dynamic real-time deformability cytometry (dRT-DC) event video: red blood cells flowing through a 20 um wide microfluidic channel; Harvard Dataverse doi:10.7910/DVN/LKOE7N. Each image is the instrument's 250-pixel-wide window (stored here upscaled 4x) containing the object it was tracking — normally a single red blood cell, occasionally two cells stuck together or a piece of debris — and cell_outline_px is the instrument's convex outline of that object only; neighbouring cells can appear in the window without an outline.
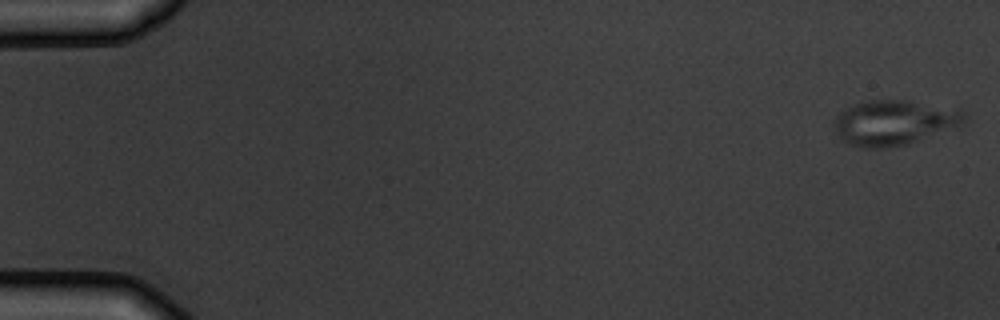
{"species": "common noctule bat (a hibernating species)", "species_latin": "Nyctalus noctula", "temperature_condition": "warm", "stored_images_in_passage": 4, "camera_frame_rate_fps": 3000, "um_per_image_px": 0.085, "animal": {"sex": "male", "body_mass_g": 19.5, "forearm_length_mm": 54.6}, "frame": {"image": 1, "passage_image": 1, "time_ms": 0.0, "image_size_px": [1000, 320], "cell_outline_px": [[968, 116], [956, 124], [904, 144], [884, 148], [864, 148], [848, 144], [836, 132], [832, 120], [840, 112], [860, 100], [908, 100], [960, 108], [968, 112]], "centroid_in_image_um": [75.91, 10.37], "position_along_channel_um": 9.1, "area_um2": 33.58}}